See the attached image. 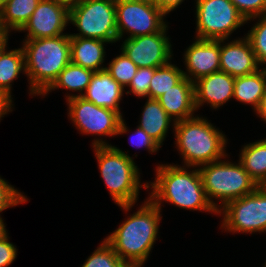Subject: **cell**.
<instances>
[{
    "label": "cell",
    "mask_w": 266,
    "mask_h": 267,
    "mask_svg": "<svg viewBox=\"0 0 266 267\" xmlns=\"http://www.w3.org/2000/svg\"><path fill=\"white\" fill-rule=\"evenodd\" d=\"M129 143L138 150L145 148L149 154H157L162 148L138 125L129 137Z\"/></svg>",
    "instance_id": "33"
},
{
    "label": "cell",
    "mask_w": 266,
    "mask_h": 267,
    "mask_svg": "<svg viewBox=\"0 0 266 267\" xmlns=\"http://www.w3.org/2000/svg\"><path fill=\"white\" fill-rule=\"evenodd\" d=\"M199 114L175 123L174 144L182 166L200 167L228 155L226 134Z\"/></svg>",
    "instance_id": "3"
},
{
    "label": "cell",
    "mask_w": 266,
    "mask_h": 267,
    "mask_svg": "<svg viewBox=\"0 0 266 267\" xmlns=\"http://www.w3.org/2000/svg\"><path fill=\"white\" fill-rule=\"evenodd\" d=\"M155 70L156 68H138L131 83L125 89L126 95L132 94L138 97L137 99L149 98V85Z\"/></svg>",
    "instance_id": "31"
},
{
    "label": "cell",
    "mask_w": 266,
    "mask_h": 267,
    "mask_svg": "<svg viewBox=\"0 0 266 267\" xmlns=\"http://www.w3.org/2000/svg\"><path fill=\"white\" fill-rule=\"evenodd\" d=\"M28 200L23 191L21 192L15 188L0 175V216H2L4 210L26 204Z\"/></svg>",
    "instance_id": "30"
},
{
    "label": "cell",
    "mask_w": 266,
    "mask_h": 267,
    "mask_svg": "<svg viewBox=\"0 0 266 267\" xmlns=\"http://www.w3.org/2000/svg\"><path fill=\"white\" fill-rule=\"evenodd\" d=\"M97 167L113 203L118 205L139 202L140 190L148 191V181H141L140 168L129 151L115 145L93 146ZM142 188V189H141Z\"/></svg>",
    "instance_id": "5"
},
{
    "label": "cell",
    "mask_w": 266,
    "mask_h": 267,
    "mask_svg": "<svg viewBox=\"0 0 266 267\" xmlns=\"http://www.w3.org/2000/svg\"><path fill=\"white\" fill-rule=\"evenodd\" d=\"M141 109L138 126L142 128L161 148L169 133V128L174 132V121L160 105L157 99L145 98Z\"/></svg>",
    "instance_id": "20"
},
{
    "label": "cell",
    "mask_w": 266,
    "mask_h": 267,
    "mask_svg": "<svg viewBox=\"0 0 266 267\" xmlns=\"http://www.w3.org/2000/svg\"><path fill=\"white\" fill-rule=\"evenodd\" d=\"M10 0H0V9L4 7Z\"/></svg>",
    "instance_id": "42"
},
{
    "label": "cell",
    "mask_w": 266,
    "mask_h": 267,
    "mask_svg": "<svg viewBox=\"0 0 266 267\" xmlns=\"http://www.w3.org/2000/svg\"><path fill=\"white\" fill-rule=\"evenodd\" d=\"M125 88H123L106 70L94 72L90 83L82 94V98L99 107L117 111L122 117L120 103L123 101Z\"/></svg>",
    "instance_id": "17"
},
{
    "label": "cell",
    "mask_w": 266,
    "mask_h": 267,
    "mask_svg": "<svg viewBox=\"0 0 266 267\" xmlns=\"http://www.w3.org/2000/svg\"><path fill=\"white\" fill-rule=\"evenodd\" d=\"M244 18L266 15V0H230Z\"/></svg>",
    "instance_id": "32"
},
{
    "label": "cell",
    "mask_w": 266,
    "mask_h": 267,
    "mask_svg": "<svg viewBox=\"0 0 266 267\" xmlns=\"http://www.w3.org/2000/svg\"><path fill=\"white\" fill-rule=\"evenodd\" d=\"M79 33L70 36L118 42L115 0H84L69 11V25Z\"/></svg>",
    "instance_id": "9"
},
{
    "label": "cell",
    "mask_w": 266,
    "mask_h": 267,
    "mask_svg": "<svg viewBox=\"0 0 266 267\" xmlns=\"http://www.w3.org/2000/svg\"><path fill=\"white\" fill-rule=\"evenodd\" d=\"M168 23L160 32L125 39L119 49L132 60L138 68H158L172 61L173 42L168 36Z\"/></svg>",
    "instance_id": "12"
},
{
    "label": "cell",
    "mask_w": 266,
    "mask_h": 267,
    "mask_svg": "<svg viewBox=\"0 0 266 267\" xmlns=\"http://www.w3.org/2000/svg\"><path fill=\"white\" fill-rule=\"evenodd\" d=\"M154 171V180L148 181L147 197L160 209L168 203L183 210L218 216L206 196L198 167L158 163Z\"/></svg>",
    "instance_id": "1"
},
{
    "label": "cell",
    "mask_w": 266,
    "mask_h": 267,
    "mask_svg": "<svg viewBox=\"0 0 266 267\" xmlns=\"http://www.w3.org/2000/svg\"><path fill=\"white\" fill-rule=\"evenodd\" d=\"M20 74L26 76L25 55L22 46L11 49L9 46L0 55V89L13 97V84Z\"/></svg>",
    "instance_id": "24"
},
{
    "label": "cell",
    "mask_w": 266,
    "mask_h": 267,
    "mask_svg": "<svg viewBox=\"0 0 266 267\" xmlns=\"http://www.w3.org/2000/svg\"><path fill=\"white\" fill-rule=\"evenodd\" d=\"M40 0H10L0 9V24L5 32L17 33L29 20Z\"/></svg>",
    "instance_id": "25"
},
{
    "label": "cell",
    "mask_w": 266,
    "mask_h": 267,
    "mask_svg": "<svg viewBox=\"0 0 266 267\" xmlns=\"http://www.w3.org/2000/svg\"><path fill=\"white\" fill-rule=\"evenodd\" d=\"M135 205L137 207L138 204L118 205L128 215L125 214V220L104 239L123 261L146 263L158 241L163 213L148 197L141 202L136 212L134 210L133 214H129Z\"/></svg>",
    "instance_id": "2"
},
{
    "label": "cell",
    "mask_w": 266,
    "mask_h": 267,
    "mask_svg": "<svg viewBox=\"0 0 266 267\" xmlns=\"http://www.w3.org/2000/svg\"><path fill=\"white\" fill-rule=\"evenodd\" d=\"M238 161L258 186H266V138L244 143Z\"/></svg>",
    "instance_id": "23"
},
{
    "label": "cell",
    "mask_w": 266,
    "mask_h": 267,
    "mask_svg": "<svg viewBox=\"0 0 266 267\" xmlns=\"http://www.w3.org/2000/svg\"><path fill=\"white\" fill-rule=\"evenodd\" d=\"M157 100L176 122L196 116L194 83L186 77H183Z\"/></svg>",
    "instance_id": "18"
},
{
    "label": "cell",
    "mask_w": 266,
    "mask_h": 267,
    "mask_svg": "<svg viewBox=\"0 0 266 267\" xmlns=\"http://www.w3.org/2000/svg\"><path fill=\"white\" fill-rule=\"evenodd\" d=\"M84 261L81 267H119L123 262L105 239Z\"/></svg>",
    "instance_id": "29"
},
{
    "label": "cell",
    "mask_w": 266,
    "mask_h": 267,
    "mask_svg": "<svg viewBox=\"0 0 266 267\" xmlns=\"http://www.w3.org/2000/svg\"><path fill=\"white\" fill-rule=\"evenodd\" d=\"M184 77L182 68L172 61L162 67L156 68L149 85V98L158 99L170 90Z\"/></svg>",
    "instance_id": "26"
},
{
    "label": "cell",
    "mask_w": 266,
    "mask_h": 267,
    "mask_svg": "<svg viewBox=\"0 0 266 267\" xmlns=\"http://www.w3.org/2000/svg\"><path fill=\"white\" fill-rule=\"evenodd\" d=\"M54 1L57 2L59 5L64 6L70 11L72 8L77 7L79 4H81L84 0H54Z\"/></svg>",
    "instance_id": "38"
},
{
    "label": "cell",
    "mask_w": 266,
    "mask_h": 267,
    "mask_svg": "<svg viewBox=\"0 0 266 267\" xmlns=\"http://www.w3.org/2000/svg\"><path fill=\"white\" fill-rule=\"evenodd\" d=\"M18 249L10 242L9 234L0 240V267H9L16 261Z\"/></svg>",
    "instance_id": "34"
},
{
    "label": "cell",
    "mask_w": 266,
    "mask_h": 267,
    "mask_svg": "<svg viewBox=\"0 0 266 267\" xmlns=\"http://www.w3.org/2000/svg\"><path fill=\"white\" fill-rule=\"evenodd\" d=\"M3 217L0 216V240L6 237L9 233L6 228V223Z\"/></svg>",
    "instance_id": "41"
},
{
    "label": "cell",
    "mask_w": 266,
    "mask_h": 267,
    "mask_svg": "<svg viewBox=\"0 0 266 267\" xmlns=\"http://www.w3.org/2000/svg\"><path fill=\"white\" fill-rule=\"evenodd\" d=\"M184 49L182 69L184 77L193 83L211 73L220 71V40L198 39Z\"/></svg>",
    "instance_id": "14"
},
{
    "label": "cell",
    "mask_w": 266,
    "mask_h": 267,
    "mask_svg": "<svg viewBox=\"0 0 266 267\" xmlns=\"http://www.w3.org/2000/svg\"><path fill=\"white\" fill-rule=\"evenodd\" d=\"M138 67L121 50L109 63L106 70L111 77L116 80L123 88H127L131 83Z\"/></svg>",
    "instance_id": "28"
},
{
    "label": "cell",
    "mask_w": 266,
    "mask_h": 267,
    "mask_svg": "<svg viewBox=\"0 0 266 267\" xmlns=\"http://www.w3.org/2000/svg\"><path fill=\"white\" fill-rule=\"evenodd\" d=\"M257 117L266 124V91L262 97L259 108L254 113Z\"/></svg>",
    "instance_id": "37"
},
{
    "label": "cell",
    "mask_w": 266,
    "mask_h": 267,
    "mask_svg": "<svg viewBox=\"0 0 266 267\" xmlns=\"http://www.w3.org/2000/svg\"><path fill=\"white\" fill-rule=\"evenodd\" d=\"M115 7L118 42L160 32L169 23L152 0H115Z\"/></svg>",
    "instance_id": "11"
},
{
    "label": "cell",
    "mask_w": 266,
    "mask_h": 267,
    "mask_svg": "<svg viewBox=\"0 0 266 267\" xmlns=\"http://www.w3.org/2000/svg\"><path fill=\"white\" fill-rule=\"evenodd\" d=\"M235 77L223 71H217L194 82L195 107L197 112L204 105L219 110L234 95Z\"/></svg>",
    "instance_id": "16"
},
{
    "label": "cell",
    "mask_w": 266,
    "mask_h": 267,
    "mask_svg": "<svg viewBox=\"0 0 266 267\" xmlns=\"http://www.w3.org/2000/svg\"><path fill=\"white\" fill-rule=\"evenodd\" d=\"M195 37L198 39H230L247 20L230 0H194Z\"/></svg>",
    "instance_id": "10"
},
{
    "label": "cell",
    "mask_w": 266,
    "mask_h": 267,
    "mask_svg": "<svg viewBox=\"0 0 266 267\" xmlns=\"http://www.w3.org/2000/svg\"><path fill=\"white\" fill-rule=\"evenodd\" d=\"M11 34L13 33H9V32H3L0 35V55L3 53V51L9 46L8 42H9V36H11Z\"/></svg>",
    "instance_id": "39"
},
{
    "label": "cell",
    "mask_w": 266,
    "mask_h": 267,
    "mask_svg": "<svg viewBox=\"0 0 266 267\" xmlns=\"http://www.w3.org/2000/svg\"><path fill=\"white\" fill-rule=\"evenodd\" d=\"M229 158L228 153L220 160L198 167L206 196L217 211L259 187L238 160L236 163Z\"/></svg>",
    "instance_id": "6"
},
{
    "label": "cell",
    "mask_w": 266,
    "mask_h": 267,
    "mask_svg": "<svg viewBox=\"0 0 266 267\" xmlns=\"http://www.w3.org/2000/svg\"><path fill=\"white\" fill-rule=\"evenodd\" d=\"M106 44L111 43L95 38L70 36L71 62L94 72L106 69Z\"/></svg>",
    "instance_id": "19"
},
{
    "label": "cell",
    "mask_w": 266,
    "mask_h": 267,
    "mask_svg": "<svg viewBox=\"0 0 266 267\" xmlns=\"http://www.w3.org/2000/svg\"><path fill=\"white\" fill-rule=\"evenodd\" d=\"M185 0H153L158 8L166 15H170L171 12L180 8Z\"/></svg>",
    "instance_id": "36"
},
{
    "label": "cell",
    "mask_w": 266,
    "mask_h": 267,
    "mask_svg": "<svg viewBox=\"0 0 266 267\" xmlns=\"http://www.w3.org/2000/svg\"><path fill=\"white\" fill-rule=\"evenodd\" d=\"M93 74L94 71L70 62L60 72L53 84L40 97L43 100L49 93L59 89H62V91L66 89V92L69 90L64 95L66 101L71 98L81 97L87 89Z\"/></svg>",
    "instance_id": "21"
},
{
    "label": "cell",
    "mask_w": 266,
    "mask_h": 267,
    "mask_svg": "<svg viewBox=\"0 0 266 267\" xmlns=\"http://www.w3.org/2000/svg\"><path fill=\"white\" fill-rule=\"evenodd\" d=\"M65 102L68 110L67 118L79 131L78 133L82 136H95L91 147L112 145L106 140L107 137L114 138L131 131L125 117H122L117 111L99 107L82 97L71 98Z\"/></svg>",
    "instance_id": "7"
},
{
    "label": "cell",
    "mask_w": 266,
    "mask_h": 267,
    "mask_svg": "<svg viewBox=\"0 0 266 267\" xmlns=\"http://www.w3.org/2000/svg\"><path fill=\"white\" fill-rule=\"evenodd\" d=\"M266 91V68L235 77L233 99L240 104L249 105L253 112L259 108L263 95Z\"/></svg>",
    "instance_id": "22"
},
{
    "label": "cell",
    "mask_w": 266,
    "mask_h": 267,
    "mask_svg": "<svg viewBox=\"0 0 266 267\" xmlns=\"http://www.w3.org/2000/svg\"><path fill=\"white\" fill-rule=\"evenodd\" d=\"M69 10L54 0H40L35 11L18 31L24 39L51 38L68 34Z\"/></svg>",
    "instance_id": "13"
},
{
    "label": "cell",
    "mask_w": 266,
    "mask_h": 267,
    "mask_svg": "<svg viewBox=\"0 0 266 267\" xmlns=\"http://www.w3.org/2000/svg\"><path fill=\"white\" fill-rule=\"evenodd\" d=\"M4 32V30L2 29V26L0 24V35Z\"/></svg>",
    "instance_id": "43"
},
{
    "label": "cell",
    "mask_w": 266,
    "mask_h": 267,
    "mask_svg": "<svg viewBox=\"0 0 266 267\" xmlns=\"http://www.w3.org/2000/svg\"><path fill=\"white\" fill-rule=\"evenodd\" d=\"M254 22L244 36L250 42L261 68H266V15L247 19L246 25Z\"/></svg>",
    "instance_id": "27"
},
{
    "label": "cell",
    "mask_w": 266,
    "mask_h": 267,
    "mask_svg": "<svg viewBox=\"0 0 266 267\" xmlns=\"http://www.w3.org/2000/svg\"><path fill=\"white\" fill-rule=\"evenodd\" d=\"M28 95L40 97L71 62L70 35L41 39H23Z\"/></svg>",
    "instance_id": "4"
},
{
    "label": "cell",
    "mask_w": 266,
    "mask_h": 267,
    "mask_svg": "<svg viewBox=\"0 0 266 267\" xmlns=\"http://www.w3.org/2000/svg\"><path fill=\"white\" fill-rule=\"evenodd\" d=\"M145 263L139 261H123L119 267H144Z\"/></svg>",
    "instance_id": "40"
},
{
    "label": "cell",
    "mask_w": 266,
    "mask_h": 267,
    "mask_svg": "<svg viewBox=\"0 0 266 267\" xmlns=\"http://www.w3.org/2000/svg\"><path fill=\"white\" fill-rule=\"evenodd\" d=\"M14 100L5 91L0 89V122L3 117L14 111Z\"/></svg>",
    "instance_id": "35"
},
{
    "label": "cell",
    "mask_w": 266,
    "mask_h": 267,
    "mask_svg": "<svg viewBox=\"0 0 266 267\" xmlns=\"http://www.w3.org/2000/svg\"><path fill=\"white\" fill-rule=\"evenodd\" d=\"M220 39V71L232 77L251 74L261 67L256 59L250 42L245 36Z\"/></svg>",
    "instance_id": "15"
},
{
    "label": "cell",
    "mask_w": 266,
    "mask_h": 267,
    "mask_svg": "<svg viewBox=\"0 0 266 267\" xmlns=\"http://www.w3.org/2000/svg\"><path fill=\"white\" fill-rule=\"evenodd\" d=\"M219 230L232 234L266 233V186L226 203L219 211Z\"/></svg>",
    "instance_id": "8"
}]
</instances>
